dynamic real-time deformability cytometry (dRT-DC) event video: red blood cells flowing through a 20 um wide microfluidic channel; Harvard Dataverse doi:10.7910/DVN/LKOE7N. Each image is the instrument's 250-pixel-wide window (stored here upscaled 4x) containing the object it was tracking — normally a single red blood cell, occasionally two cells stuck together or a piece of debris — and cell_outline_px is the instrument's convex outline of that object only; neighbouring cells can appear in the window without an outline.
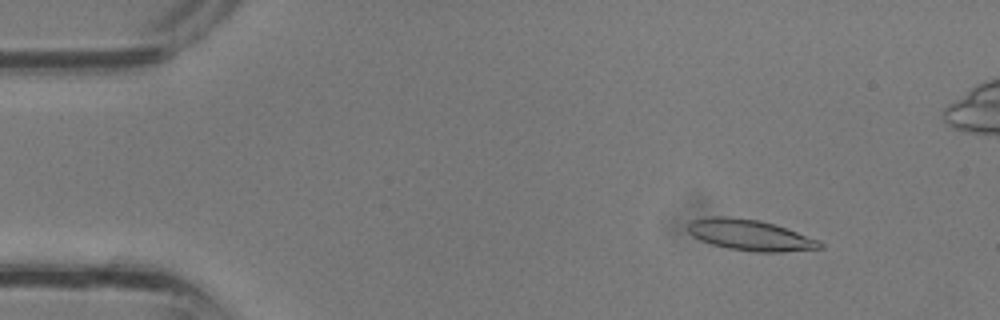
{"species": "common noctule bat (a hibernating species)", "species_latin": "Nyctalus noctula", "temperature_condition": "room temperature", "stored_images_in_passage": 34, "camera_frame_rate_fps": 3000, "um_per_image_px": 0.085, "animal": {"sex": "male", "body_mass_g": 13.3}, "frame": {"image": 1, "passage_image": 2, "time_ms": 0.333, "image_size_px": [1000, 320], "cell_outline_px": [[824, 248], [780, 252], [756, 252], [728, 248], [712, 244], [700, 240], [692, 236], [688, 232], [688, 224], [692, 220], [712, 216], [728, 216], [760, 220], [776, 224], [820, 240], [824, 244]], "centroid_in_image_um": [63.79, 19.98], "position_along_channel_um": 21.2, "area_um2": 23.99}}
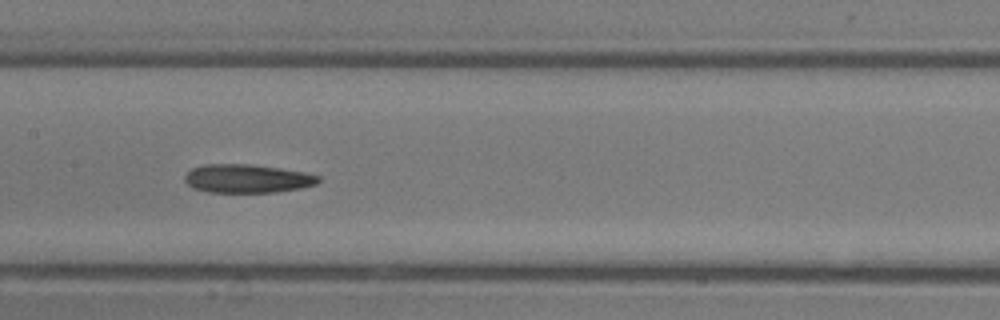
{"frame": {"image": 2, "passage_image": 15, "time_ms": 4.667, "image_size_px": [1000, 320], "cell_outline_px": [[320, 180], [316, 184], [300, 188], [276, 192], [208, 192], [192, 188], [184, 180], [184, 176], [192, 168], [204, 164], [248, 164], [280, 168], [304, 172], [320, 176]], "centroid_in_image_um": [20.99, 15.18], "position_along_channel_um": 186.4, "area_um2": 22.2}}
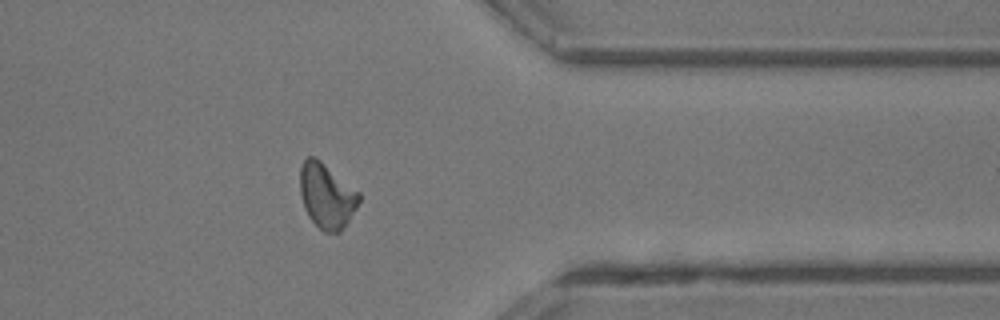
{"frame": {"image": 3, "passage_image": 26, "time_ms": 8.333, "image_size_px": [1000, 320], "cell_outline_px": [[360, 200], [356, 208], [340, 232], [324, 232], [308, 216], [304, 208], [300, 196], [300, 168], [304, 160], [308, 156], [316, 156], [360, 192]], "centroid_in_image_um": [27.76, 16.61], "position_along_channel_um": 383.6, "area_um2": 22.37}}